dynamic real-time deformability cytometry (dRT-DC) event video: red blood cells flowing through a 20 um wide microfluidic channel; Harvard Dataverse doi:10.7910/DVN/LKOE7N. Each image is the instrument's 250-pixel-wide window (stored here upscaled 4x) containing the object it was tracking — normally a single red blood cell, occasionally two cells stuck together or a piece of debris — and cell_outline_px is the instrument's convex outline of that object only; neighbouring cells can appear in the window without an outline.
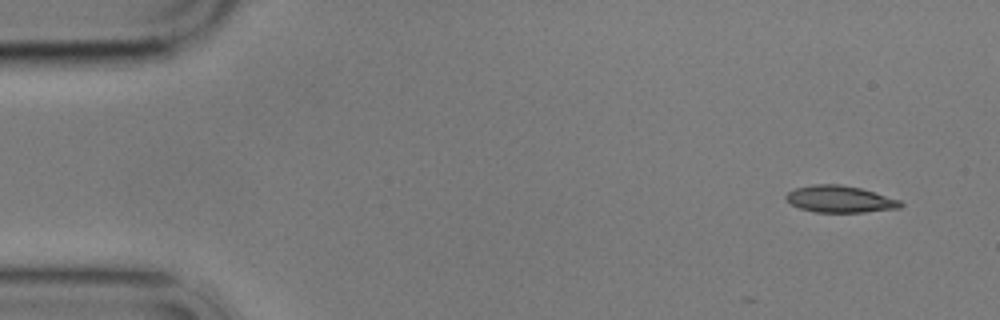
{"species": "common noctule bat (a hibernating species)", "species_latin": "Nyctalus noctula", "temperature_condition": "cold", "stored_images_in_passage": 3, "camera_frame_rate_fps": 3000, "um_per_image_px": 0.085, "animal": {"sex": "male", "body_mass_g": 17.9}, "frame": {"image": 1, "passage_image": 1, "time_ms": 0.0, "image_size_px": [1000, 320], "cell_outline_px": [[904, 204], [900, 208], [864, 212], [816, 212], [800, 208], [792, 204], [784, 196], [788, 192], [796, 188], [812, 184], [840, 184], [860, 188], [900, 200]], "centroid_in_image_um": [71.4, 16.92], "position_along_channel_um": 13.6, "area_um2": 17.74}}
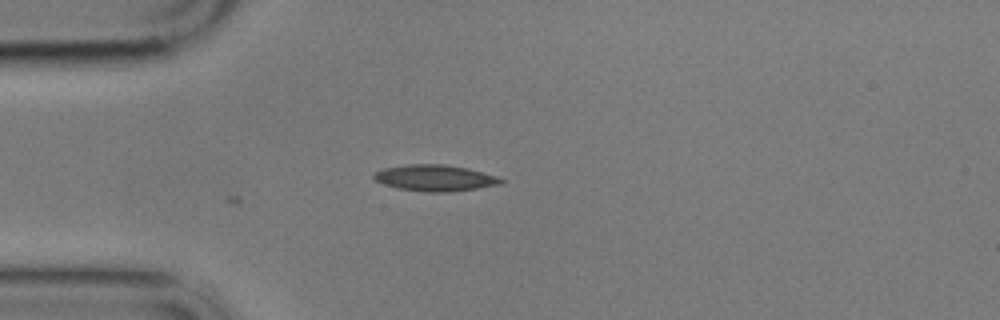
{"frame": {"image": 2, "passage_image": 3, "time_ms": 3.667, "image_size_px": [1000, 320], "cell_outline_px": [[504, 184], [448, 192], [428, 192], [400, 188], [384, 184], [376, 180], [372, 176], [376, 172], [384, 168], [408, 164], [444, 164], [468, 168], [496, 176], [504, 180]], "centroid_in_image_um": [37.0, 15.12], "position_along_channel_um": 48.0, "area_um2": 19.25}}